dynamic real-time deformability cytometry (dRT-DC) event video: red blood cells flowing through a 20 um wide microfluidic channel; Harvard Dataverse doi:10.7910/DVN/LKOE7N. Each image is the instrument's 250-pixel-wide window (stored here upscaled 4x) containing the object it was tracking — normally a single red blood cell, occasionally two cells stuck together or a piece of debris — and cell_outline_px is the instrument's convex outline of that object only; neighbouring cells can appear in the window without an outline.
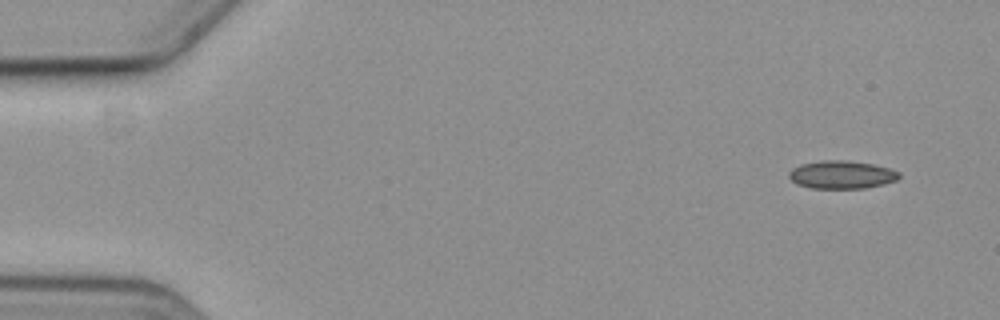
{"species": "common noctule bat (a hibernating species)", "species_latin": "Nyctalus noctula", "temperature_condition": "cold", "stored_images_in_passage": 5, "camera_frame_rate_fps": 3000, "um_per_image_px": 0.085, "animal": {"sex": "female", "body_mass_g": 19.3, "forearm_length_mm": 54.1}, "frame": {"image": 1, "passage_image": 5, "time_ms": 5.333, "image_size_px": [1000, 320], "cell_outline_px": [[900, 176], [896, 180], [864, 188], [812, 188], [796, 184], [788, 176], [788, 172], [792, 168], [800, 164], [820, 160], [848, 160], [872, 164], [892, 168], [900, 172]], "centroid_in_image_um": [71.52, 14.83], "position_along_channel_um": 13.5, "area_um2": 18.03}}